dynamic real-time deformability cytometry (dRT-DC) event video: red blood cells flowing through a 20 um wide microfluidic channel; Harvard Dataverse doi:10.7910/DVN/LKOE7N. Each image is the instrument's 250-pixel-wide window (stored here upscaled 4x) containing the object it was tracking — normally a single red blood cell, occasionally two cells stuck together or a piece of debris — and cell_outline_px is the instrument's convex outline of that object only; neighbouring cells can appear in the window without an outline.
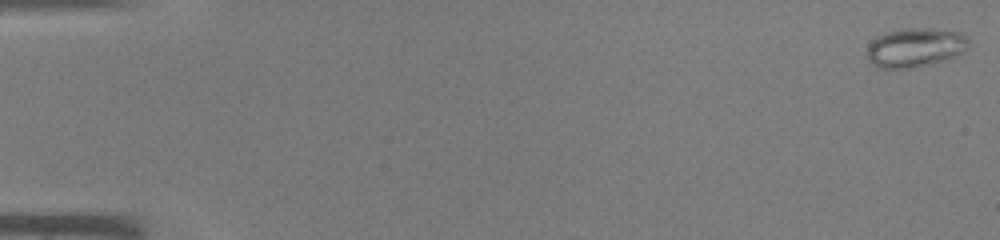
{"species": "common noctule bat (a hibernating species)", "species_latin": "Nyctalus noctula", "temperature_condition": "warm", "stored_images_in_passage": 45, "camera_frame_rate_fps": 3000, "um_per_image_px": 0.085, "animal": {"sex": "male", "body_mass_g": 19.0, "forearm_length_mm": 50.8}, "frame": {"image": 1, "passage_image": 1, "time_ms": 0.0, "image_size_px": [1000, 240], "cell_outline_px": [[968, 44], [964, 52], [956, 56], [912, 68], [880, 68], [872, 64], [868, 60], [868, 44], [876, 36], [888, 32], [908, 28], [932, 28], [960, 32], [968, 40]], "centroid_in_image_um": [77.77, 4.03], "position_along_channel_um": 7.2, "area_um2": 22.95}}
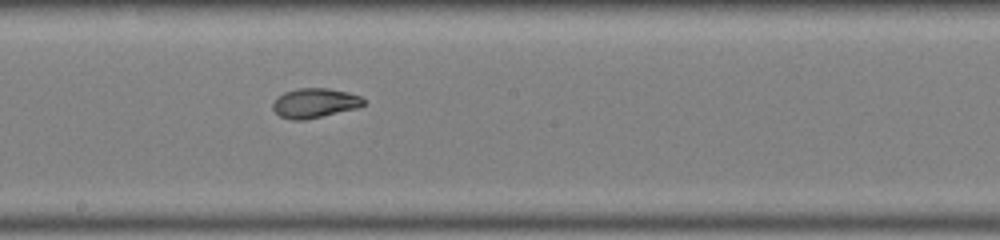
{"frame": {"image": 2, "passage_image": 26, "time_ms": 8.333, "image_size_px": [1000, 240], "cell_outline_px": [[364, 104], [360, 108], [304, 120], [292, 120], [280, 116], [272, 108], [272, 104], [276, 96], [284, 92], [296, 88], [328, 88], [348, 92], [360, 96], [364, 100]], "centroid_in_image_um": [26.74, 8.75], "position_along_channel_um": 221.5, "area_um2": 15.84}}
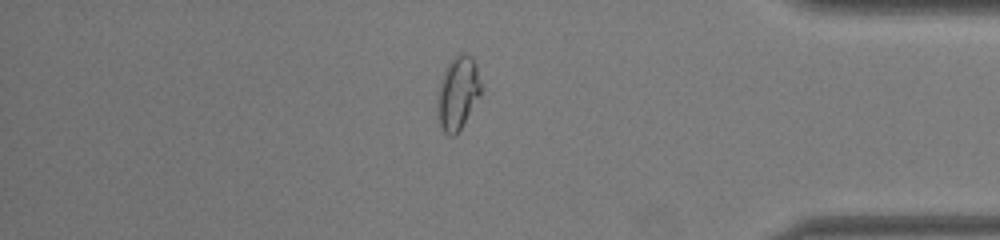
{"frame": {"image": 3, "passage_image": 39, "time_ms": 12.667, "image_size_px": [1000, 240], "cell_outline_px": [[480, 96], [460, 128], [452, 136], [444, 132], [440, 124], [440, 88], [444, 72], [448, 64], [456, 56], [464, 52], [472, 56], [476, 64], [480, 80]], "centroid_in_image_um": [38.98, 7.85], "position_along_channel_um": 396.2, "area_um2": 17.46}}